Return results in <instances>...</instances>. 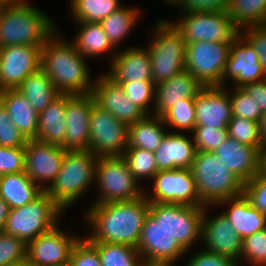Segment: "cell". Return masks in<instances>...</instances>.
<instances>
[{
    "label": "cell",
    "mask_w": 266,
    "mask_h": 266,
    "mask_svg": "<svg viewBox=\"0 0 266 266\" xmlns=\"http://www.w3.org/2000/svg\"><path fill=\"white\" fill-rule=\"evenodd\" d=\"M150 202L146 195L131 201L93 204L86 220L93 231L90 242L117 243L137 248Z\"/></svg>",
    "instance_id": "1"
},
{
    "label": "cell",
    "mask_w": 266,
    "mask_h": 266,
    "mask_svg": "<svg viewBox=\"0 0 266 266\" xmlns=\"http://www.w3.org/2000/svg\"><path fill=\"white\" fill-rule=\"evenodd\" d=\"M55 31L41 48V68L60 94L92 93L90 69L73 42L62 40Z\"/></svg>",
    "instance_id": "2"
},
{
    "label": "cell",
    "mask_w": 266,
    "mask_h": 266,
    "mask_svg": "<svg viewBox=\"0 0 266 266\" xmlns=\"http://www.w3.org/2000/svg\"><path fill=\"white\" fill-rule=\"evenodd\" d=\"M18 0L0 12V48L13 45H44L55 32V23L44 12ZM56 28V29H55Z\"/></svg>",
    "instance_id": "3"
},
{
    "label": "cell",
    "mask_w": 266,
    "mask_h": 266,
    "mask_svg": "<svg viewBox=\"0 0 266 266\" xmlns=\"http://www.w3.org/2000/svg\"><path fill=\"white\" fill-rule=\"evenodd\" d=\"M97 159L90 150H66L58 175L45 189L63 211L94 183Z\"/></svg>",
    "instance_id": "4"
},
{
    "label": "cell",
    "mask_w": 266,
    "mask_h": 266,
    "mask_svg": "<svg viewBox=\"0 0 266 266\" xmlns=\"http://www.w3.org/2000/svg\"><path fill=\"white\" fill-rule=\"evenodd\" d=\"M190 169L200 201L205 206H215L222 200L243 193L244 183L213 152H196Z\"/></svg>",
    "instance_id": "5"
},
{
    "label": "cell",
    "mask_w": 266,
    "mask_h": 266,
    "mask_svg": "<svg viewBox=\"0 0 266 266\" xmlns=\"http://www.w3.org/2000/svg\"><path fill=\"white\" fill-rule=\"evenodd\" d=\"M62 212L64 211L43 191L29 204L10 210L3 232L28 244L59 224Z\"/></svg>",
    "instance_id": "6"
},
{
    "label": "cell",
    "mask_w": 266,
    "mask_h": 266,
    "mask_svg": "<svg viewBox=\"0 0 266 266\" xmlns=\"http://www.w3.org/2000/svg\"><path fill=\"white\" fill-rule=\"evenodd\" d=\"M153 42L147 47L155 85L170 79L185 69L186 42L173 22L159 20Z\"/></svg>",
    "instance_id": "7"
},
{
    "label": "cell",
    "mask_w": 266,
    "mask_h": 266,
    "mask_svg": "<svg viewBox=\"0 0 266 266\" xmlns=\"http://www.w3.org/2000/svg\"><path fill=\"white\" fill-rule=\"evenodd\" d=\"M95 182L100 193L94 204L131 201L145 195L122 156L98 157Z\"/></svg>",
    "instance_id": "8"
},
{
    "label": "cell",
    "mask_w": 266,
    "mask_h": 266,
    "mask_svg": "<svg viewBox=\"0 0 266 266\" xmlns=\"http://www.w3.org/2000/svg\"><path fill=\"white\" fill-rule=\"evenodd\" d=\"M137 249L142 259L177 261L187 251L167 229V204L150 203Z\"/></svg>",
    "instance_id": "9"
},
{
    "label": "cell",
    "mask_w": 266,
    "mask_h": 266,
    "mask_svg": "<svg viewBox=\"0 0 266 266\" xmlns=\"http://www.w3.org/2000/svg\"><path fill=\"white\" fill-rule=\"evenodd\" d=\"M232 41L186 43L185 69L203 87L218 86L225 70Z\"/></svg>",
    "instance_id": "10"
},
{
    "label": "cell",
    "mask_w": 266,
    "mask_h": 266,
    "mask_svg": "<svg viewBox=\"0 0 266 266\" xmlns=\"http://www.w3.org/2000/svg\"><path fill=\"white\" fill-rule=\"evenodd\" d=\"M173 25L186 43L233 41L239 34L226 11L185 13Z\"/></svg>",
    "instance_id": "11"
},
{
    "label": "cell",
    "mask_w": 266,
    "mask_h": 266,
    "mask_svg": "<svg viewBox=\"0 0 266 266\" xmlns=\"http://www.w3.org/2000/svg\"><path fill=\"white\" fill-rule=\"evenodd\" d=\"M128 148V125L96 103L90 114L89 150L96 156H122Z\"/></svg>",
    "instance_id": "12"
},
{
    "label": "cell",
    "mask_w": 266,
    "mask_h": 266,
    "mask_svg": "<svg viewBox=\"0 0 266 266\" xmlns=\"http://www.w3.org/2000/svg\"><path fill=\"white\" fill-rule=\"evenodd\" d=\"M152 180L153 196L145 193L150 203L205 206L200 201L191 169L158 171Z\"/></svg>",
    "instance_id": "13"
},
{
    "label": "cell",
    "mask_w": 266,
    "mask_h": 266,
    "mask_svg": "<svg viewBox=\"0 0 266 266\" xmlns=\"http://www.w3.org/2000/svg\"><path fill=\"white\" fill-rule=\"evenodd\" d=\"M43 45H13L0 48V91L16 89L41 67Z\"/></svg>",
    "instance_id": "14"
},
{
    "label": "cell",
    "mask_w": 266,
    "mask_h": 266,
    "mask_svg": "<svg viewBox=\"0 0 266 266\" xmlns=\"http://www.w3.org/2000/svg\"><path fill=\"white\" fill-rule=\"evenodd\" d=\"M57 224L27 244L32 266H69L70 254L79 237L65 234Z\"/></svg>",
    "instance_id": "15"
},
{
    "label": "cell",
    "mask_w": 266,
    "mask_h": 266,
    "mask_svg": "<svg viewBox=\"0 0 266 266\" xmlns=\"http://www.w3.org/2000/svg\"><path fill=\"white\" fill-rule=\"evenodd\" d=\"M65 154L66 149L59 145L43 143L36 139L27 140L24 172L45 191L47 185H51L58 175Z\"/></svg>",
    "instance_id": "16"
},
{
    "label": "cell",
    "mask_w": 266,
    "mask_h": 266,
    "mask_svg": "<svg viewBox=\"0 0 266 266\" xmlns=\"http://www.w3.org/2000/svg\"><path fill=\"white\" fill-rule=\"evenodd\" d=\"M92 93L83 95L66 94V132L63 145L66 150H89L90 114L95 104Z\"/></svg>",
    "instance_id": "17"
},
{
    "label": "cell",
    "mask_w": 266,
    "mask_h": 266,
    "mask_svg": "<svg viewBox=\"0 0 266 266\" xmlns=\"http://www.w3.org/2000/svg\"><path fill=\"white\" fill-rule=\"evenodd\" d=\"M233 80L235 87L261 81L266 78L262 64L251 44L239 33L231 42L229 57L220 82L225 87V79Z\"/></svg>",
    "instance_id": "18"
},
{
    "label": "cell",
    "mask_w": 266,
    "mask_h": 266,
    "mask_svg": "<svg viewBox=\"0 0 266 266\" xmlns=\"http://www.w3.org/2000/svg\"><path fill=\"white\" fill-rule=\"evenodd\" d=\"M206 207L208 206L204 207L201 232V241L205 244V249L232 258L240 264L238 260L241 259L243 239L223 213L208 218L205 214Z\"/></svg>",
    "instance_id": "19"
},
{
    "label": "cell",
    "mask_w": 266,
    "mask_h": 266,
    "mask_svg": "<svg viewBox=\"0 0 266 266\" xmlns=\"http://www.w3.org/2000/svg\"><path fill=\"white\" fill-rule=\"evenodd\" d=\"M92 94L98 106L127 125L134 124L146 115L128 99L122 86L106 74L94 80Z\"/></svg>",
    "instance_id": "20"
},
{
    "label": "cell",
    "mask_w": 266,
    "mask_h": 266,
    "mask_svg": "<svg viewBox=\"0 0 266 266\" xmlns=\"http://www.w3.org/2000/svg\"><path fill=\"white\" fill-rule=\"evenodd\" d=\"M224 87H203L195 97L196 126L227 128L232 119L230 92Z\"/></svg>",
    "instance_id": "21"
},
{
    "label": "cell",
    "mask_w": 266,
    "mask_h": 266,
    "mask_svg": "<svg viewBox=\"0 0 266 266\" xmlns=\"http://www.w3.org/2000/svg\"><path fill=\"white\" fill-rule=\"evenodd\" d=\"M204 207L167 204V229L186 251L201 239Z\"/></svg>",
    "instance_id": "22"
},
{
    "label": "cell",
    "mask_w": 266,
    "mask_h": 266,
    "mask_svg": "<svg viewBox=\"0 0 266 266\" xmlns=\"http://www.w3.org/2000/svg\"><path fill=\"white\" fill-rule=\"evenodd\" d=\"M203 85L183 69L165 82L156 85L153 115L162 117L171 107L195 99Z\"/></svg>",
    "instance_id": "23"
},
{
    "label": "cell",
    "mask_w": 266,
    "mask_h": 266,
    "mask_svg": "<svg viewBox=\"0 0 266 266\" xmlns=\"http://www.w3.org/2000/svg\"><path fill=\"white\" fill-rule=\"evenodd\" d=\"M213 153L243 183L259 172V150L228 136Z\"/></svg>",
    "instance_id": "24"
},
{
    "label": "cell",
    "mask_w": 266,
    "mask_h": 266,
    "mask_svg": "<svg viewBox=\"0 0 266 266\" xmlns=\"http://www.w3.org/2000/svg\"><path fill=\"white\" fill-rule=\"evenodd\" d=\"M111 71L106 75L118 84L152 80V66L148 48L130 47L112 55Z\"/></svg>",
    "instance_id": "25"
},
{
    "label": "cell",
    "mask_w": 266,
    "mask_h": 266,
    "mask_svg": "<svg viewBox=\"0 0 266 266\" xmlns=\"http://www.w3.org/2000/svg\"><path fill=\"white\" fill-rule=\"evenodd\" d=\"M191 138L178 132H168L154 152L157 170L190 169L197 152Z\"/></svg>",
    "instance_id": "26"
},
{
    "label": "cell",
    "mask_w": 266,
    "mask_h": 266,
    "mask_svg": "<svg viewBox=\"0 0 266 266\" xmlns=\"http://www.w3.org/2000/svg\"><path fill=\"white\" fill-rule=\"evenodd\" d=\"M223 204L230 206L223 214L242 239L266 228V214L254 208L244 193L222 200L217 205Z\"/></svg>",
    "instance_id": "27"
},
{
    "label": "cell",
    "mask_w": 266,
    "mask_h": 266,
    "mask_svg": "<svg viewBox=\"0 0 266 266\" xmlns=\"http://www.w3.org/2000/svg\"><path fill=\"white\" fill-rule=\"evenodd\" d=\"M0 102L8 110L12 122L26 140L37 138L39 114L16 89L0 91Z\"/></svg>",
    "instance_id": "28"
},
{
    "label": "cell",
    "mask_w": 266,
    "mask_h": 266,
    "mask_svg": "<svg viewBox=\"0 0 266 266\" xmlns=\"http://www.w3.org/2000/svg\"><path fill=\"white\" fill-rule=\"evenodd\" d=\"M66 94H60L46 109L39 113L36 140L62 146L64 142Z\"/></svg>",
    "instance_id": "29"
},
{
    "label": "cell",
    "mask_w": 266,
    "mask_h": 266,
    "mask_svg": "<svg viewBox=\"0 0 266 266\" xmlns=\"http://www.w3.org/2000/svg\"><path fill=\"white\" fill-rule=\"evenodd\" d=\"M43 191L25 172L0 176V197L11 209L29 204Z\"/></svg>",
    "instance_id": "30"
},
{
    "label": "cell",
    "mask_w": 266,
    "mask_h": 266,
    "mask_svg": "<svg viewBox=\"0 0 266 266\" xmlns=\"http://www.w3.org/2000/svg\"><path fill=\"white\" fill-rule=\"evenodd\" d=\"M160 116L145 115L134 124L128 125V148H141L155 152L168 132Z\"/></svg>",
    "instance_id": "31"
},
{
    "label": "cell",
    "mask_w": 266,
    "mask_h": 266,
    "mask_svg": "<svg viewBox=\"0 0 266 266\" xmlns=\"http://www.w3.org/2000/svg\"><path fill=\"white\" fill-rule=\"evenodd\" d=\"M16 90L29 101L38 114L60 95L41 67L31 73Z\"/></svg>",
    "instance_id": "32"
},
{
    "label": "cell",
    "mask_w": 266,
    "mask_h": 266,
    "mask_svg": "<svg viewBox=\"0 0 266 266\" xmlns=\"http://www.w3.org/2000/svg\"><path fill=\"white\" fill-rule=\"evenodd\" d=\"M78 24L81 28L73 43L82 56L95 57L113 53L116 47L109 40L100 23L78 22Z\"/></svg>",
    "instance_id": "33"
},
{
    "label": "cell",
    "mask_w": 266,
    "mask_h": 266,
    "mask_svg": "<svg viewBox=\"0 0 266 266\" xmlns=\"http://www.w3.org/2000/svg\"><path fill=\"white\" fill-rule=\"evenodd\" d=\"M226 12L239 31L266 25V0H229Z\"/></svg>",
    "instance_id": "34"
},
{
    "label": "cell",
    "mask_w": 266,
    "mask_h": 266,
    "mask_svg": "<svg viewBox=\"0 0 266 266\" xmlns=\"http://www.w3.org/2000/svg\"><path fill=\"white\" fill-rule=\"evenodd\" d=\"M138 10L139 9H135V7L127 8L126 6H121L107 18L99 22L109 40L116 48L122 40L126 39L125 37L130 33L129 31H132L137 20H139Z\"/></svg>",
    "instance_id": "35"
},
{
    "label": "cell",
    "mask_w": 266,
    "mask_h": 266,
    "mask_svg": "<svg viewBox=\"0 0 266 266\" xmlns=\"http://www.w3.org/2000/svg\"><path fill=\"white\" fill-rule=\"evenodd\" d=\"M98 250L101 266H140L142 260L134 246L91 242Z\"/></svg>",
    "instance_id": "36"
},
{
    "label": "cell",
    "mask_w": 266,
    "mask_h": 266,
    "mask_svg": "<svg viewBox=\"0 0 266 266\" xmlns=\"http://www.w3.org/2000/svg\"><path fill=\"white\" fill-rule=\"evenodd\" d=\"M119 0H71V13L77 22L99 23L121 7Z\"/></svg>",
    "instance_id": "37"
},
{
    "label": "cell",
    "mask_w": 266,
    "mask_h": 266,
    "mask_svg": "<svg viewBox=\"0 0 266 266\" xmlns=\"http://www.w3.org/2000/svg\"><path fill=\"white\" fill-rule=\"evenodd\" d=\"M122 157L138 181L141 178L152 180L158 172L154 152L141 148H127Z\"/></svg>",
    "instance_id": "38"
},
{
    "label": "cell",
    "mask_w": 266,
    "mask_h": 266,
    "mask_svg": "<svg viewBox=\"0 0 266 266\" xmlns=\"http://www.w3.org/2000/svg\"><path fill=\"white\" fill-rule=\"evenodd\" d=\"M165 125L174 129L193 132L196 126L195 99H185V103H179L171 107L163 116Z\"/></svg>",
    "instance_id": "39"
},
{
    "label": "cell",
    "mask_w": 266,
    "mask_h": 266,
    "mask_svg": "<svg viewBox=\"0 0 266 266\" xmlns=\"http://www.w3.org/2000/svg\"><path fill=\"white\" fill-rule=\"evenodd\" d=\"M227 128L229 137L240 143L256 147L258 150L263 145L260 139L259 122L242 117H232Z\"/></svg>",
    "instance_id": "40"
},
{
    "label": "cell",
    "mask_w": 266,
    "mask_h": 266,
    "mask_svg": "<svg viewBox=\"0 0 266 266\" xmlns=\"http://www.w3.org/2000/svg\"><path fill=\"white\" fill-rule=\"evenodd\" d=\"M128 99L149 115L151 101H155L156 85L153 80H142L120 84Z\"/></svg>",
    "instance_id": "41"
},
{
    "label": "cell",
    "mask_w": 266,
    "mask_h": 266,
    "mask_svg": "<svg viewBox=\"0 0 266 266\" xmlns=\"http://www.w3.org/2000/svg\"><path fill=\"white\" fill-rule=\"evenodd\" d=\"M228 136V128L195 126L193 130V141L197 152H213Z\"/></svg>",
    "instance_id": "42"
},
{
    "label": "cell",
    "mask_w": 266,
    "mask_h": 266,
    "mask_svg": "<svg viewBox=\"0 0 266 266\" xmlns=\"http://www.w3.org/2000/svg\"><path fill=\"white\" fill-rule=\"evenodd\" d=\"M230 93L233 117H242L256 122L260 121L262 111L256 100L246 94L241 87H235Z\"/></svg>",
    "instance_id": "43"
},
{
    "label": "cell",
    "mask_w": 266,
    "mask_h": 266,
    "mask_svg": "<svg viewBox=\"0 0 266 266\" xmlns=\"http://www.w3.org/2000/svg\"><path fill=\"white\" fill-rule=\"evenodd\" d=\"M241 257L253 266H266V228L243 239Z\"/></svg>",
    "instance_id": "44"
},
{
    "label": "cell",
    "mask_w": 266,
    "mask_h": 266,
    "mask_svg": "<svg viewBox=\"0 0 266 266\" xmlns=\"http://www.w3.org/2000/svg\"><path fill=\"white\" fill-rule=\"evenodd\" d=\"M25 257L27 244L13 235L0 232V266H6Z\"/></svg>",
    "instance_id": "45"
},
{
    "label": "cell",
    "mask_w": 266,
    "mask_h": 266,
    "mask_svg": "<svg viewBox=\"0 0 266 266\" xmlns=\"http://www.w3.org/2000/svg\"><path fill=\"white\" fill-rule=\"evenodd\" d=\"M69 266H101L97 248L85 237L74 244Z\"/></svg>",
    "instance_id": "46"
},
{
    "label": "cell",
    "mask_w": 266,
    "mask_h": 266,
    "mask_svg": "<svg viewBox=\"0 0 266 266\" xmlns=\"http://www.w3.org/2000/svg\"><path fill=\"white\" fill-rule=\"evenodd\" d=\"M26 141L12 122L8 110L0 102V146L25 147Z\"/></svg>",
    "instance_id": "47"
},
{
    "label": "cell",
    "mask_w": 266,
    "mask_h": 266,
    "mask_svg": "<svg viewBox=\"0 0 266 266\" xmlns=\"http://www.w3.org/2000/svg\"><path fill=\"white\" fill-rule=\"evenodd\" d=\"M25 147L0 146V176L24 172Z\"/></svg>",
    "instance_id": "48"
},
{
    "label": "cell",
    "mask_w": 266,
    "mask_h": 266,
    "mask_svg": "<svg viewBox=\"0 0 266 266\" xmlns=\"http://www.w3.org/2000/svg\"><path fill=\"white\" fill-rule=\"evenodd\" d=\"M243 193L254 208L266 214V174L258 173L254 178L245 182Z\"/></svg>",
    "instance_id": "49"
},
{
    "label": "cell",
    "mask_w": 266,
    "mask_h": 266,
    "mask_svg": "<svg viewBox=\"0 0 266 266\" xmlns=\"http://www.w3.org/2000/svg\"><path fill=\"white\" fill-rule=\"evenodd\" d=\"M247 28L246 33L243 30H240L239 33L256 51L262 64L264 75L266 76V25L247 26Z\"/></svg>",
    "instance_id": "50"
},
{
    "label": "cell",
    "mask_w": 266,
    "mask_h": 266,
    "mask_svg": "<svg viewBox=\"0 0 266 266\" xmlns=\"http://www.w3.org/2000/svg\"><path fill=\"white\" fill-rule=\"evenodd\" d=\"M229 0H176L184 13L226 11Z\"/></svg>",
    "instance_id": "51"
},
{
    "label": "cell",
    "mask_w": 266,
    "mask_h": 266,
    "mask_svg": "<svg viewBox=\"0 0 266 266\" xmlns=\"http://www.w3.org/2000/svg\"><path fill=\"white\" fill-rule=\"evenodd\" d=\"M186 266H239V264L232 258L204 249L192 256Z\"/></svg>",
    "instance_id": "52"
},
{
    "label": "cell",
    "mask_w": 266,
    "mask_h": 266,
    "mask_svg": "<svg viewBox=\"0 0 266 266\" xmlns=\"http://www.w3.org/2000/svg\"><path fill=\"white\" fill-rule=\"evenodd\" d=\"M246 94L253 97L260 106L262 113L266 112V78L261 81L250 82L241 87Z\"/></svg>",
    "instance_id": "53"
},
{
    "label": "cell",
    "mask_w": 266,
    "mask_h": 266,
    "mask_svg": "<svg viewBox=\"0 0 266 266\" xmlns=\"http://www.w3.org/2000/svg\"><path fill=\"white\" fill-rule=\"evenodd\" d=\"M10 210V206L0 197V232L4 230Z\"/></svg>",
    "instance_id": "54"
},
{
    "label": "cell",
    "mask_w": 266,
    "mask_h": 266,
    "mask_svg": "<svg viewBox=\"0 0 266 266\" xmlns=\"http://www.w3.org/2000/svg\"><path fill=\"white\" fill-rule=\"evenodd\" d=\"M176 261L172 260H153V259H142L140 266H173L172 264Z\"/></svg>",
    "instance_id": "55"
},
{
    "label": "cell",
    "mask_w": 266,
    "mask_h": 266,
    "mask_svg": "<svg viewBox=\"0 0 266 266\" xmlns=\"http://www.w3.org/2000/svg\"><path fill=\"white\" fill-rule=\"evenodd\" d=\"M266 174V143L259 149V172Z\"/></svg>",
    "instance_id": "56"
},
{
    "label": "cell",
    "mask_w": 266,
    "mask_h": 266,
    "mask_svg": "<svg viewBox=\"0 0 266 266\" xmlns=\"http://www.w3.org/2000/svg\"><path fill=\"white\" fill-rule=\"evenodd\" d=\"M259 133L262 144L266 143V112L260 118Z\"/></svg>",
    "instance_id": "57"
},
{
    "label": "cell",
    "mask_w": 266,
    "mask_h": 266,
    "mask_svg": "<svg viewBox=\"0 0 266 266\" xmlns=\"http://www.w3.org/2000/svg\"><path fill=\"white\" fill-rule=\"evenodd\" d=\"M6 266H32L29 259L27 257L19 260V261H15V262H12Z\"/></svg>",
    "instance_id": "58"
},
{
    "label": "cell",
    "mask_w": 266,
    "mask_h": 266,
    "mask_svg": "<svg viewBox=\"0 0 266 266\" xmlns=\"http://www.w3.org/2000/svg\"><path fill=\"white\" fill-rule=\"evenodd\" d=\"M16 1H18V0H0V4L5 5V4L13 3Z\"/></svg>",
    "instance_id": "59"
},
{
    "label": "cell",
    "mask_w": 266,
    "mask_h": 266,
    "mask_svg": "<svg viewBox=\"0 0 266 266\" xmlns=\"http://www.w3.org/2000/svg\"><path fill=\"white\" fill-rule=\"evenodd\" d=\"M163 2L165 1L167 4H174V2L176 1V0H162Z\"/></svg>",
    "instance_id": "60"
},
{
    "label": "cell",
    "mask_w": 266,
    "mask_h": 266,
    "mask_svg": "<svg viewBox=\"0 0 266 266\" xmlns=\"http://www.w3.org/2000/svg\"><path fill=\"white\" fill-rule=\"evenodd\" d=\"M2 7H3V4H0V12H1V10H2Z\"/></svg>",
    "instance_id": "61"
}]
</instances>
